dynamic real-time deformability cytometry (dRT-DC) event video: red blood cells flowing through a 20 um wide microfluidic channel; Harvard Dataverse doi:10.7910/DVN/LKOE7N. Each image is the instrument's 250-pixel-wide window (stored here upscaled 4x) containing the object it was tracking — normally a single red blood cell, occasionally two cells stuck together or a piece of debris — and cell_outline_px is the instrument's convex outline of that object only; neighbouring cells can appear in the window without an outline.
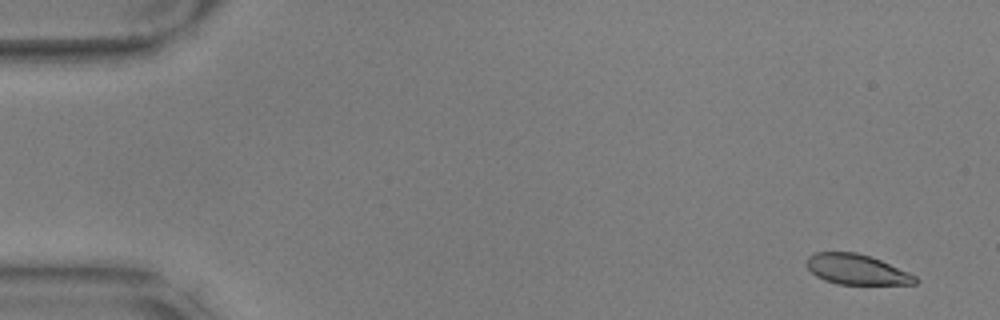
{"species": "common noctule bat (a hibernating species)", "species_latin": "Nyctalus noctula", "temperature_condition": "warm", "stored_images_in_passage": 59, "camera_frame_rate_fps": 3000, "um_per_image_px": 0.085, "animal": {"sex": "male", "body_mass_g": 17.9, "forearm_length_mm": 54.2}, "frame": {"image": 1, "passage_image": 4, "time_ms": 1.0, "image_size_px": [1000, 320], "cell_outline_px": [[920, 280], [916, 284], [836, 284], [824, 280], [816, 276], [804, 264], [808, 256], [816, 252], [856, 252], [872, 256], [908, 272], [916, 276]], "centroid_in_image_um": [72.8, 22.9], "position_along_channel_um": 12.2, "area_um2": 19.31}}
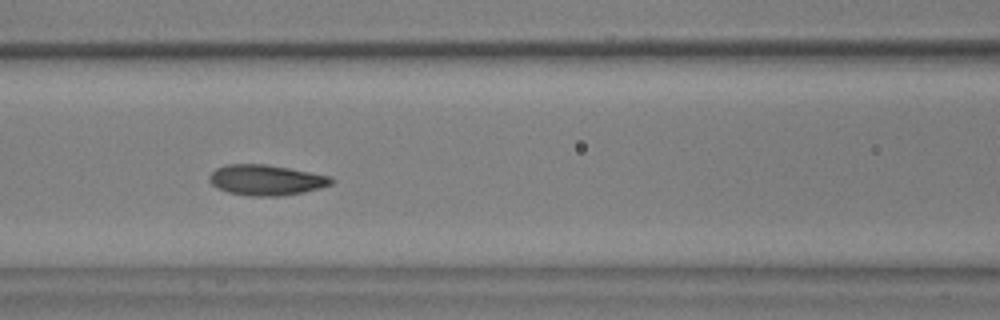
{"frame": {"image": 2, "passage_image": 26, "time_ms": 8.333, "image_size_px": [1000, 320], "cell_outline_px": [[336, 180], [332, 184], [320, 188], [304, 192], [280, 196], [252, 196], [228, 192], [212, 184], [208, 180], [208, 176], [216, 168], [228, 164], [264, 164], [288, 168], [332, 176]], "centroid_in_image_um": [22.65, 15.3], "position_along_channel_um": 143.9, "area_um2": 21.68}}
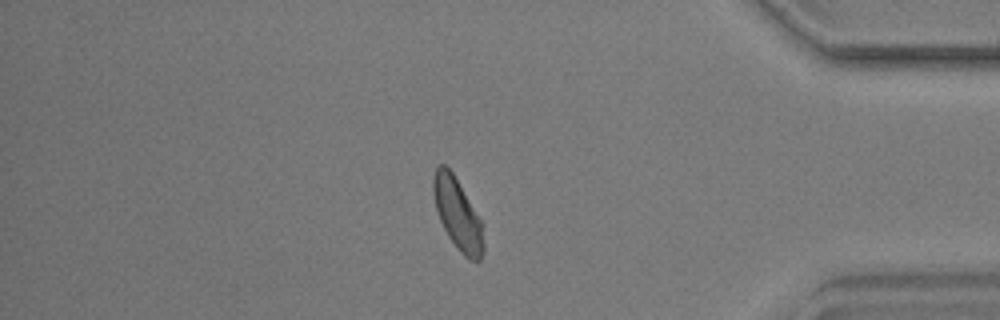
{"frame": {"image": 3, "passage_image": 50, "time_ms": 16.333, "image_size_px": [1000, 320], "cell_outline_px": [[484, 252], [480, 260], [468, 260], [456, 248], [448, 236], [440, 220], [436, 208], [432, 192], [432, 176], [436, 168], [440, 164], [444, 164], [452, 172], [480, 220], [484, 244]], "centroid_in_image_um": [38.87, 18.21], "position_along_channel_um": 396.3, "area_um2": 20.52}, "authors_computed_cell_mechanics": {"area_um2": 20.9814, "velocity_mm_per_s": 3.5219, "shape_relaxation_time_tau1_ms": 3.1559, "shape_relaxation_time_tau2_ms": 1.4835, "deformation_change_tau1": 0.1116, "deformation_change_tau2": 0.0477}}